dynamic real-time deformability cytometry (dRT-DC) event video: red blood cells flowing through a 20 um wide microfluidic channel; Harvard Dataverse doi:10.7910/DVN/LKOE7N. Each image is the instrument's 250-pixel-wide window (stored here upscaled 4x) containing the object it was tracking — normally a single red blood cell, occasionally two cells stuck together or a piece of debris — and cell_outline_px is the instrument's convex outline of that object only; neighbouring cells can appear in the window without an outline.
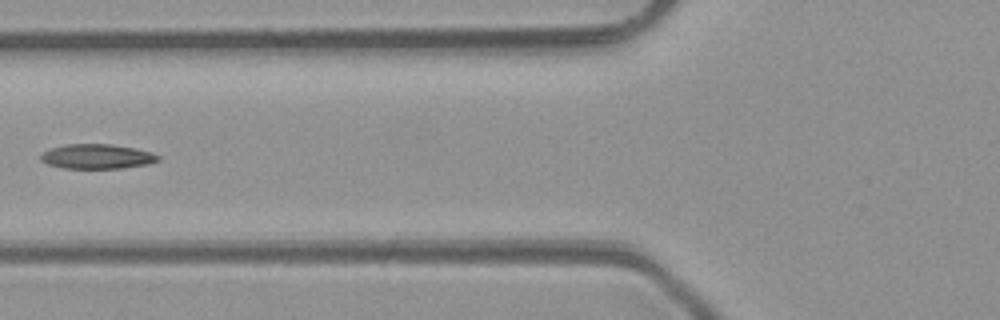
{"species": "common noctule bat (a hibernating species)", "species_latin": "Nyctalus noctula", "temperature_condition": "room temperature", "stored_images_in_passage": 6, "camera_frame_rate_fps": 3000, "um_per_image_px": 0.085, "animal": {"sex": "male", "body_mass_g": 23.1, "forearm_length_mm": 52.7}, "frame": {"image": 1, "passage_image": 6, "time_ms": 5.667, "image_size_px": [1000, 320], "cell_outline_px": [[160, 160], [148, 164], [120, 168], [64, 168], [48, 164], [40, 160], [40, 152], [64, 144], [112, 144], [136, 148], [152, 152], [160, 156]], "centroid_in_image_um": [8.24, 13.29], "position_along_channel_um": 117.6, "area_um2": 16.99}}